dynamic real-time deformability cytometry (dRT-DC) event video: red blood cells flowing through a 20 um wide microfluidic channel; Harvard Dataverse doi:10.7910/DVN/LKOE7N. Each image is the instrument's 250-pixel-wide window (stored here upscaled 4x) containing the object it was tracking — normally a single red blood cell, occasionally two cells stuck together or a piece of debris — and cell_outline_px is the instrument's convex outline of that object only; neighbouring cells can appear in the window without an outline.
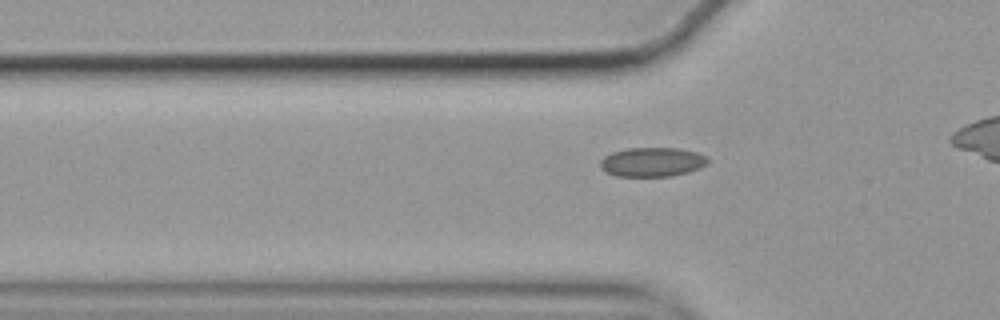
{"species": "common noctule bat (a hibernating species)", "species_latin": "Nyctalus noctula", "temperature_condition": "cold", "stored_images_in_passage": 36, "camera_frame_rate_fps": 3000, "um_per_image_px": 0.085, "animal": {"sex": "female", "body_mass_g": 19.9}, "frame": {"image": 1, "passage_image": 8, "time_ms": 2.333, "image_size_px": [1000, 320], "cell_outline_px": [[708, 160], [700, 168], [688, 172], [672, 176], [616, 176], [600, 168], [600, 160], [604, 156], [612, 152], [624, 148], [680, 148], [696, 152], [704, 156]], "centroid_in_image_um": [55.39, 13.76], "position_along_channel_um": 70.4, "area_um2": 18.26}}
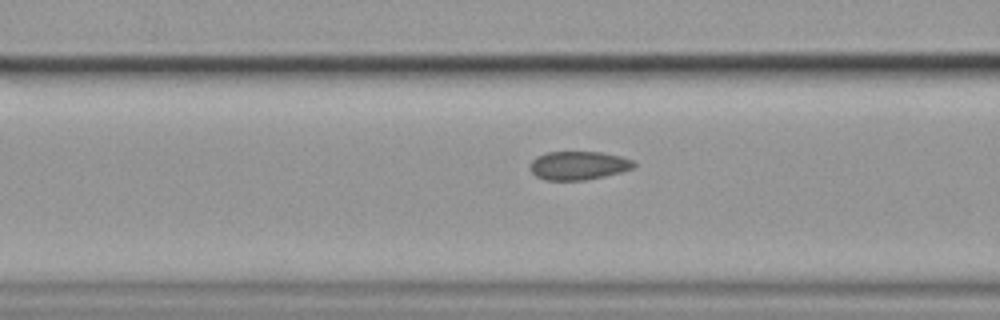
{"frame": {"image": 2, "passage_image": 12, "time_ms": 3.667, "image_size_px": [1000, 320], "cell_outline_px": [[636, 164], [632, 168], [620, 172], [604, 176], [584, 180], [544, 180], [536, 176], [532, 172], [532, 160], [536, 156], [548, 152], [600, 152], [620, 156], [632, 160]], "centroid_in_image_um": [49.16, 14.06], "position_along_channel_um": 117.4, "area_um2": 17.05}}
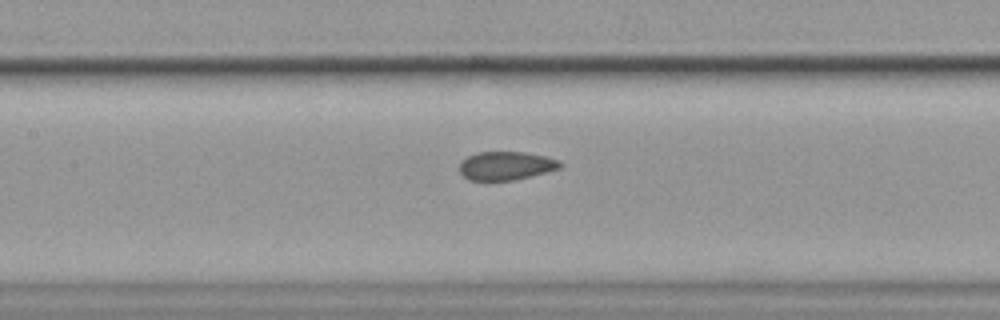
{"frame": {"image": 3, "passage_image": 16, "time_ms": 5.0, "image_size_px": [1000, 320], "cell_outline_px": [[564, 164], [560, 168], [516, 180], [468, 180], [460, 172], [460, 160], [476, 152], [524, 152], [544, 156], [560, 160]], "centroid_in_image_um": [43.01, 14.08], "position_along_channel_um": 164.4, "area_um2": 16.76}}